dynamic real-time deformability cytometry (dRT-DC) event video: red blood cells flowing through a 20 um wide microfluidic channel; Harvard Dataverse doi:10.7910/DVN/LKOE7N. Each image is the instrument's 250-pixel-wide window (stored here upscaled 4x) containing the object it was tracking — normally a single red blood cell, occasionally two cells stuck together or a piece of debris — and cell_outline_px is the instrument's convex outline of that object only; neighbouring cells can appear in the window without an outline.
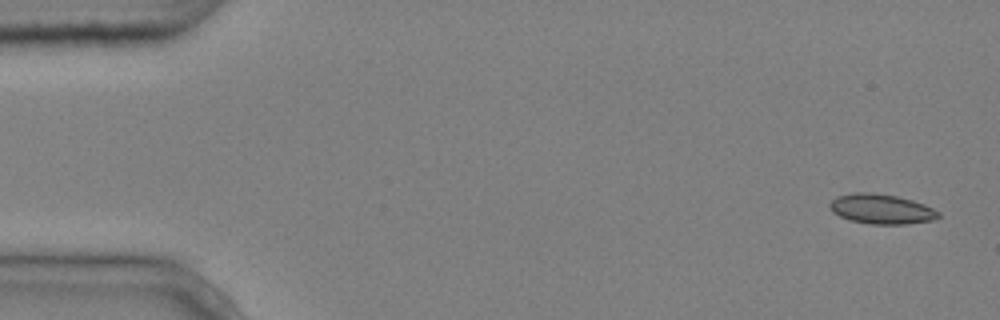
{"species": "common noctule bat (a hibernating species)", "species_latin": "Nyctalus noctula", "temperature_condition": "cold", "stored_images_in_passage": 7, "camera_frame_rate_fps": 3000, "um_per_image_px": 0.085, "animal": {"sex": "male", "body_mass_g": 20.4}, "frame": {"image": 1, "passage_image": 1, "time_ms": 0.0, "image_size_px": [1000, 320], "cell_outline_px": [[940, 216], [932, 220], [908, 224], [872, 224], [852, 220], [840, 216], [832, 212], [828, 204], [836, 196], [852, 192], [872, 192], [896, 196], [912, 200], [924, 204], [940, 212]], "centroid_in_image_um": [74.9, 17.75], "position_along_channel_um": 10.1, "area_um2": 18.9}}
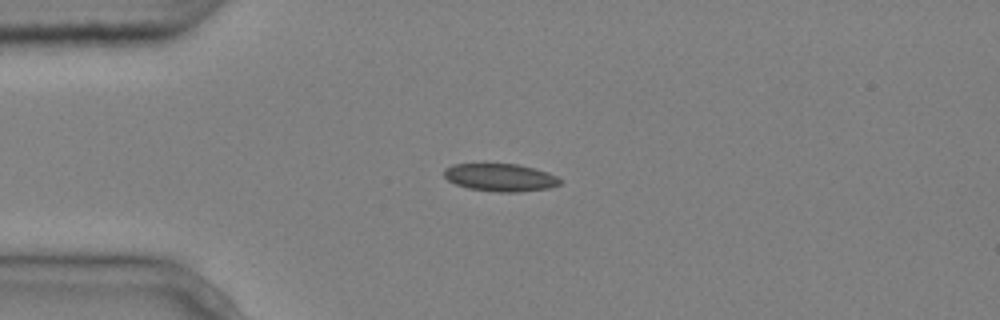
{"frame": {"image": 2, "passage_image": 3, "time_ms": 0.667, "image_size_px": [1000, 320], "cell_outline_px": [[560, 184], [548, 188], [520, 192], [500, 192], [468, 188], [456, 184], [448, 180], [444, 176], [444, 168], [452, 164], [516, 164], [536, 168], [548, 172], [556, 176], [560, 180]], "centroid_in_image_um": [42.52, 15.08], "position_along_channel_um": 42.5, "area_um2": 18.67}}